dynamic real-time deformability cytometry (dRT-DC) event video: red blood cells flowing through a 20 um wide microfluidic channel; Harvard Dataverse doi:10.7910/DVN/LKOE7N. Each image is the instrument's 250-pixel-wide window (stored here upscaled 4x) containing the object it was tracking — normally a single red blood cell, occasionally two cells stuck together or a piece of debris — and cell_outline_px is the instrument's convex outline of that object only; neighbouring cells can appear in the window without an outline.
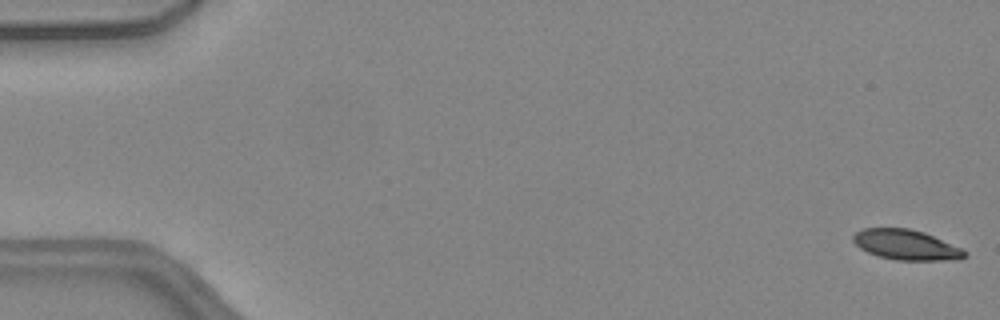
{"species": "common noctule bat (a hibernating species)", "species_latin": "Nyctalus noctula", "temperature_condition": "warm", "stored_images_in_passage": 51, "camera_frame_rate_fps": 3000, "um_per_image_px": 0.085, "animal": {"sex": "female", "body_mass_g": 24.6, "forearm_length_mm": 56.2}, "frame": {"image": 1, "passage_image": 1, "time_ms": 0.0, "image_size_px": [1000, 320], "cell_outline_px": [[968, 256], [960, 260], [896, 260], [880, 256], [868, 252], [860, 248], [852, 240], [852, 236], [856, 232], [864, 228], [908, 228], [924, 232], [960, 248], [968, 252]], "centroid_in_image_um": [77.04, 20.81], "position_along_channel_um": 8.0, "area_um2": 19.54}}
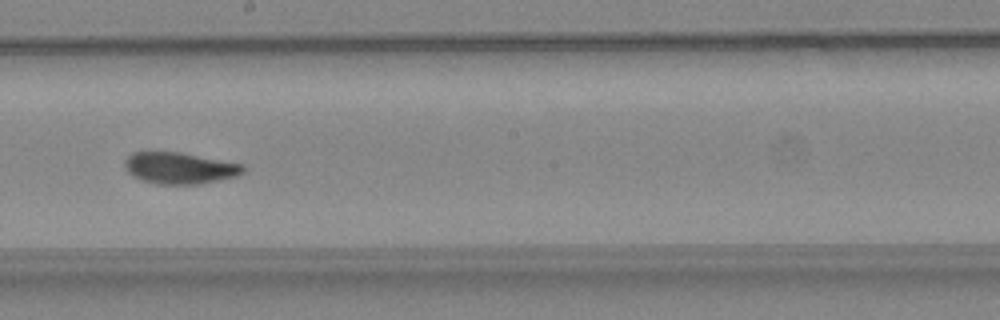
{"frame": {"image": 2, "passage_image": 29, "time_ms": 9.333, "image_size_px": [1000, 320], "cell_outline_px": [[244, 172], [236, 176], [200, 184], [156, 184], [140, 180], [132, 176], [124, 168], [124, 160], [132, 152], [180, 152], [244, 164]], "centroid_in_image_um": [15.24, 14.29], "position_along_channel_um": 233.0, "area_um2": 21.85}}
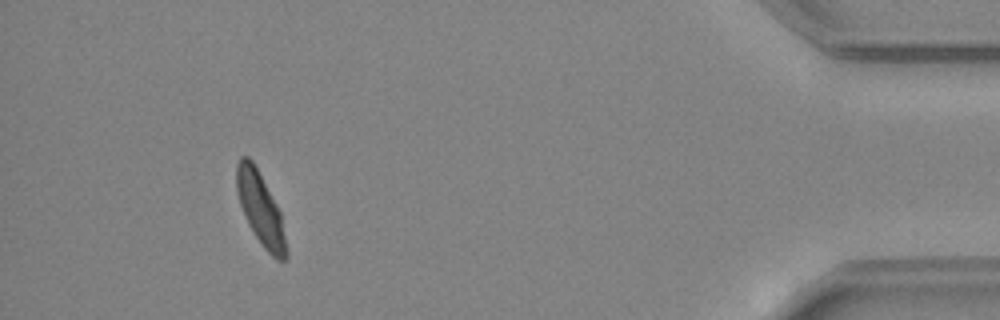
{"frame": {"image": 3, "passage_image": 47, "time_ms": 15.333, "image_size_px": [1000, 320], "cell_outline_px": [[288, 256], [284, 260], [276, 260], [264, 248], [248, 224], [244, 216], [236, 192], [236, 164], [240, 156], [248, 156], [252, 160], [276, 204], [280, 212], [288, 248]], "centroid_in_image_um": [22.13, 17.77], "position_along_channel_um": 413.1, "area_um2": 20.87}, "authors_computed_cell_mechanics": {"area_um2": 21.5594, "velocity_mm_per_s": 4.0636, "shape_relaxation_time_tau1_ms": 4.5313, "shape_relaxation_time_tau2_ms": 1.2974, "deformation_change_tau1": 0.159, "deformation_change_tau2": 0.0634}}